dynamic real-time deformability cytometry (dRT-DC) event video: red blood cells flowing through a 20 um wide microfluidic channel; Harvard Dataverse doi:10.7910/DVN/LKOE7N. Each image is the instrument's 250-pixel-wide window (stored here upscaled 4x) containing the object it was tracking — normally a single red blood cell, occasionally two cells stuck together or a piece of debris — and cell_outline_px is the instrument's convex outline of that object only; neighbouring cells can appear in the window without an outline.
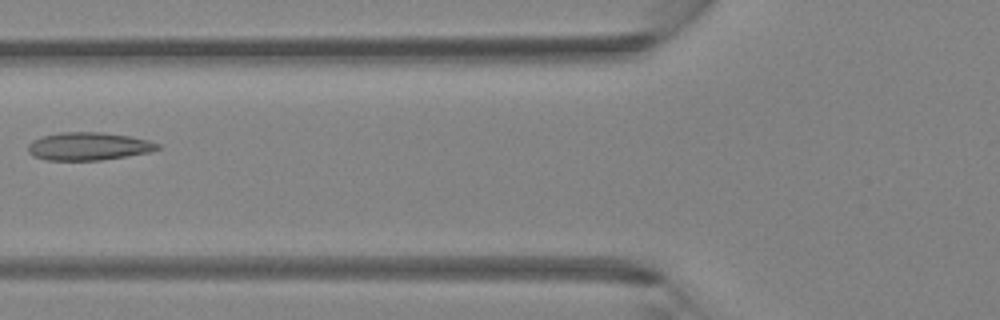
{"species": "Egyptian fruit bat (a non-hibernating species)", "species_latin": "Rousettus aegyptiacus", "temperature_condition": "room temperature", "stored_images_in_passage": 2, "camera_frame_rate_fps": 3000, "um_per_image_px": 0.085, "animal": {"sex": "female"}, "frame": {"image": 1, "passage_image": 2, "time_ms": 0.333, "image_size_px": [1000, 320], "cell_outline_px": [[160, 148], [152, 152], [100, 160], [48, 160], [36, 156], [28, 152], [28, 144], [32, 140], [44, 136], [60, 132], [100, 132], [132, 136], [148, 140], [160, 144]], "centroid_in_image_um": [7.56, 12.43], "position_along_channel_um": 118.2, "area_um2": 21.04}}